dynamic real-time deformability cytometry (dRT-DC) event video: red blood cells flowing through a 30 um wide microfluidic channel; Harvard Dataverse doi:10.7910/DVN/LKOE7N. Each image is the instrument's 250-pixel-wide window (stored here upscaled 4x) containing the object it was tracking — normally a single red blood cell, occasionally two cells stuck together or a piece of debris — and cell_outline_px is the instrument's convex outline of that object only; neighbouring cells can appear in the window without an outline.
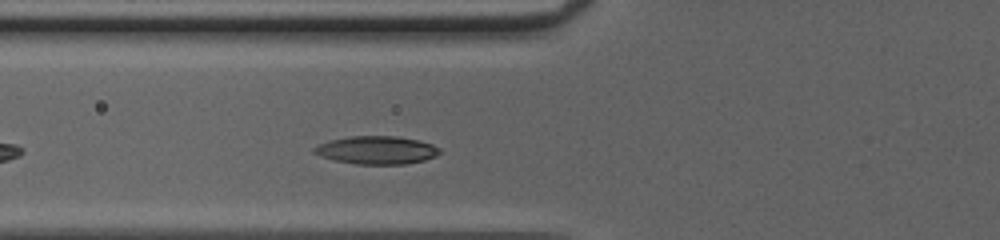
{"species": "common noctule bat (a hibernating species)", "species_latin": "Nyctalus noctula", "temperature_condition": "cold", "stored_images_in_passage": 32, "camera_frame_rate_fps": 3000, "um_per_image_px": 0.085, "animal": {"sex": "female", "body_mass_g": 20.0, "forearm_length_mm": 54.0}, "frame": {"image": 1, "passage_image": 6, "time_ms": 1.667, "image_size_px": [1000, 240], "cell_outline_px": [[440, 152], [436, 156], [424, 160], [404, 164], [356, 164], [336, 160], [320, 156], [312, 152], [312, 148], [328, 140], [352, 136], [396, 136], [420, 140], [432, 144], [440, 148]], "centroid_in_image_um": [32.01, 12.75], "position_along_channel_um": 93.8, "area_um2": 20.52}}
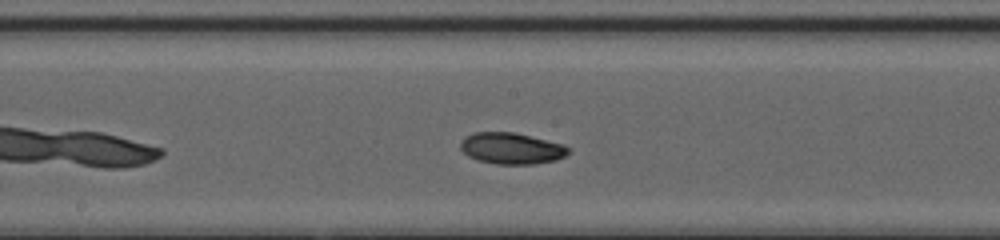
{"frame": {"image": 2, "passage_image": 14, "time_ms": 4.333, "image_size_px": [1000, 240], "cell_outline_px": [[572, 148], [564, 156], [556, 160], [532, 164], [496, 164], [476, 160], [468, 156], [460, 148], [460, 140], [464, 136], [476, 132], [516, 132], [564, 144]], "centroid_in_image_um": [43.47, 12.6], "position_along_channel_um": 204.7, "area_um2": 19.94}}
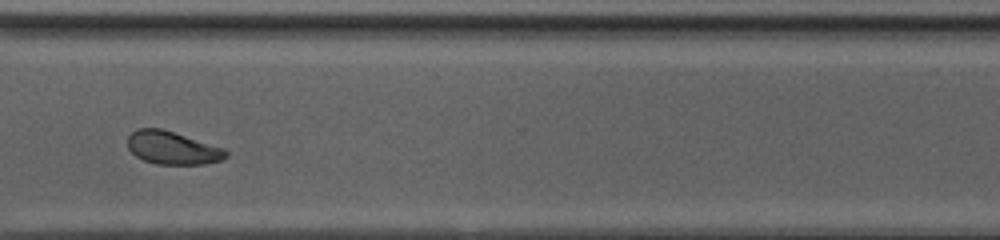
{"frame": {"image": 3, "passage_image": 25, "time_ms": 8.0, "image_size_px": [1000, 240], "cell_outline_px": [[228, 156], [224, 160], [204, 164], [156, 164], [144, 160], [136, 156], [128, 148], [128, 136], [136, 128], [160, 128], [224, 148], [228, 152]], "centroid_in_image_um": [14.67, 12.58], "position_along_channel_um": 355.9, "area_um2": 18.84}, "authors_computed_cell_mechanics": {"area_um2": 19.7387, "velocity_mm_per_s": 4.1387, "shape_relaxation_time_tau1_ms": 4.0573, "shape_relaxation_time_tau2_ms": null, "deformation_change_tau1": 0.1385, "deformation_change_tau2": null}}